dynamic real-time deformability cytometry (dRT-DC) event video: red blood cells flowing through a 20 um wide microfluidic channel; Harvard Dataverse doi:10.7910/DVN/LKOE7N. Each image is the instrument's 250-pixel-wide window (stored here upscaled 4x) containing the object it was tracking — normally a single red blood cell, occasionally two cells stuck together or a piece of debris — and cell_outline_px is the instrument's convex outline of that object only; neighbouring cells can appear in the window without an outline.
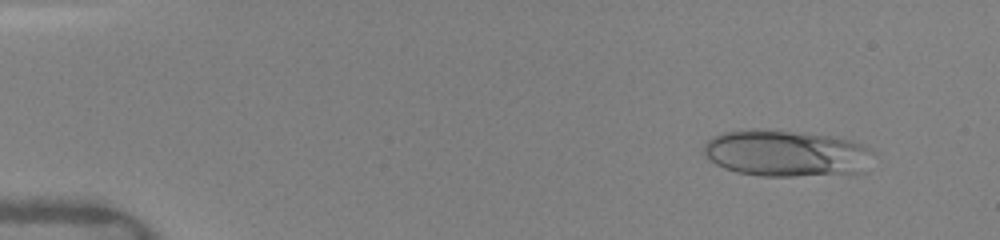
{"species": "human", "species_latin": "Homo sapiens", "temperature_condition": "warm", "stored_images_in_passage": 22, "camera_frame_rate_fps": 3000, "um_per_image_px": 0.085, "donor": {"sex": "female"}, "frame": {"image": 1, "passage_image": 3, "time_ms": 1.0, "image_size_px": [1000, 240], "cell_outline_px": [[876, 152], [864, 172], [792, 176], [760, 176], [736, 172], [724, 168], [708, 160], [700, 152], [704, 144], [712, 136], [724, 132], [752, 128], [768, 128], [804, 132], [832, 136], [852, 140]], "centroid_in_image_um": [66.79, 13.01], "position_along_channel_um": 18.2, "area_um2": 46.88}}
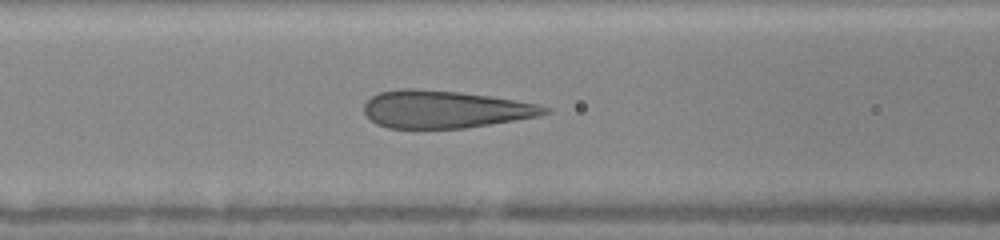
{"frame": {"image": 2, "passage_image": 15, "time_ms": 6.333, "image_size_px": [1000, 240], "cell_outline_px": [[552, 112], [536, 116], [464, 128], [388, 128], [376, 124], [364, 112], [364, 104], [372, 96], [380, 92], [400, 88], [412, 88], [460, 92], [488, 96], [540, 104], [552, 108]], "centroid_in_image_um": [37.8, 9.28], "position_along_channel_um": 128.8, "area_um2": 39.25}}
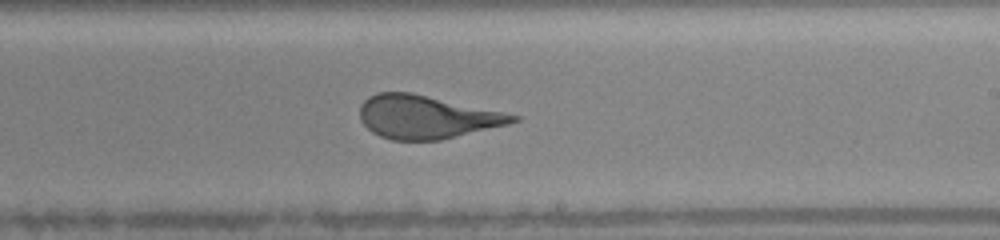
{"frame": {"image": 3, "passage_image": 22, "time_ms": 9.333, "image_size_px": [1000, 240], "cell_outline_px": [[520, 120], [508, 124], [440, 140], [392, 140], [380, 136], [372, 132], [360, 120], [360, 104], [368, 96], [376, 92], [412, 92], [504, 112], [520, 116]], "centroid_in_image_um": [36.22, 9.93], "position_along_channel_um": 252.8, "area_um2": 38.49}}